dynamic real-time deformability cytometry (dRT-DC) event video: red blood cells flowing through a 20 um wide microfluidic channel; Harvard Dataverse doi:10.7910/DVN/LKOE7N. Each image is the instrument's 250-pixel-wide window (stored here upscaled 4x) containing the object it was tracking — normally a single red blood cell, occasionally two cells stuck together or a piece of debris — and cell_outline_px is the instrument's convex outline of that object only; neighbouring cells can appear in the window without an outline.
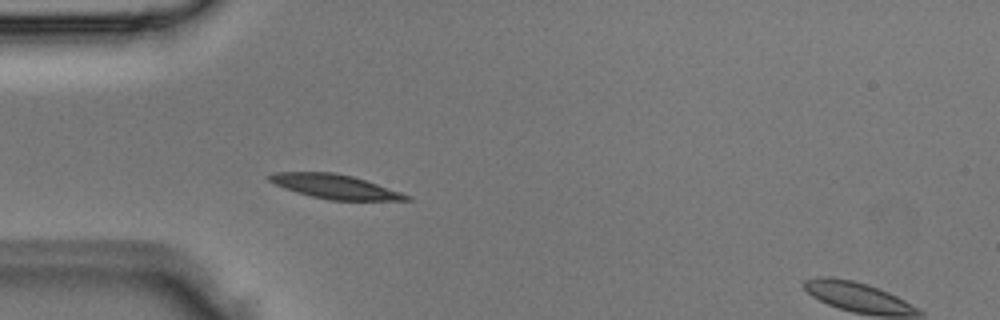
{"species": "Egyptian fruit bat (a non-hibernating species)", "species_latin": "Rousettus aegyptiacus", "temperature_condition": "room temperature", "stored_images_in_passage": 2, "segment_of_instrument_passage": [1, 2], "camera_frame_rate_fps": 3000, "um_per_image_px": 0.085, "animal": {"sex": "male"}, "frame": {"image": 1, "passage_image": 1, "time_ms": 0.0, "image_size_px": [1000, 320], "cell_outline_px": [[412, 200], [328, 200], [296, 192], [284, 188], [268, 180], [264, 176], [276, 172], [332, 172], [352, 176], [412, 196]], "centroid_in_image_um": [28.43, 15.86], "position_along_channel_um": 56.6, "area_um2": 19.13}}